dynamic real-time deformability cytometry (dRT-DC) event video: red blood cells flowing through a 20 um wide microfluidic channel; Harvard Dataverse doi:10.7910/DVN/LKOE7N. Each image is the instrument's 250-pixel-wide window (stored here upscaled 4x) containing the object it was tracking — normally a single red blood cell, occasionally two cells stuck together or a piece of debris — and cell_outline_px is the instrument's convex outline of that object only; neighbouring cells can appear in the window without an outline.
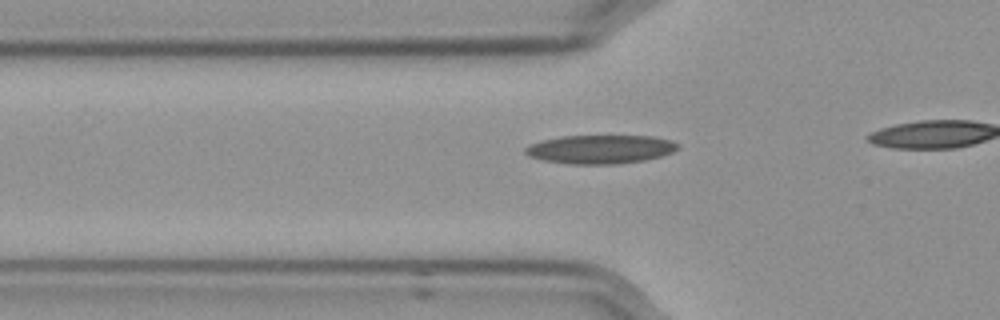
{"species": "Egyptian fruit bat (a non-hibernating species)", "species_latin": "Rousettus aegyptiacus", "temperature_condition": "cold", "stored_images_in_passage": 11, "camera_frame_rate_fps": 3000, "um_per_image_px": 0.085, "frame": {"image": 1, "passage_image": 5, "time_ms": 1.333, "image_size_px": [1000, 320], "cell_outline_px": [[676, 148], [672, 152], [660, 156], [644, 160], [616, 164], [568, 164], [544, 160], [528, 156], [524, 152], [524, 148], [532, 144], [544, 140], [560, 136], [652, 136], [668, 140], [676, 144]], "centroid_in_image_um": [50.97, 12.69], "position_along_channel_um": 74.8, "area_um2": 25.14}}
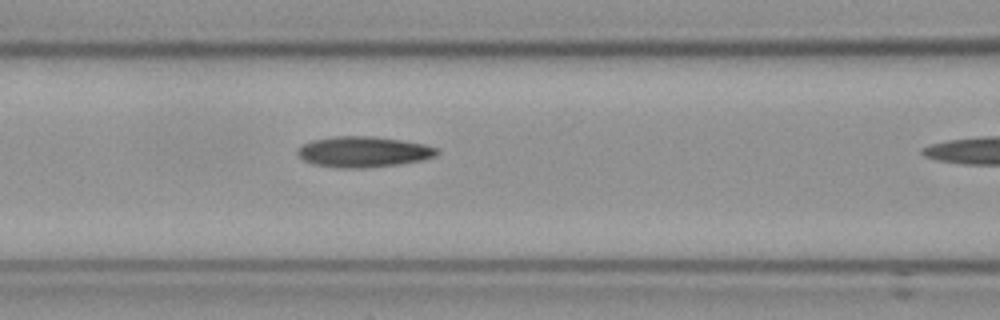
{"frame": {"image": 2, "passage_image": 10, "time_ms": 3.0, "image_size_px": [1000, 320], "cell_outline_px": [[440, 152], [436, 156], [420, 160], [400, 164], [368, 168], [336, 168], [312, 164], [304, 160], [296, 152], [304, 144], [312, 140], [332, 136], [372, 136], [400, 140], [424, 144], [436, 148]], "centroid_in_image_um": [30.88, 12.91], "position_along_channel_um": 135.7, "area_um2": 24.97}}